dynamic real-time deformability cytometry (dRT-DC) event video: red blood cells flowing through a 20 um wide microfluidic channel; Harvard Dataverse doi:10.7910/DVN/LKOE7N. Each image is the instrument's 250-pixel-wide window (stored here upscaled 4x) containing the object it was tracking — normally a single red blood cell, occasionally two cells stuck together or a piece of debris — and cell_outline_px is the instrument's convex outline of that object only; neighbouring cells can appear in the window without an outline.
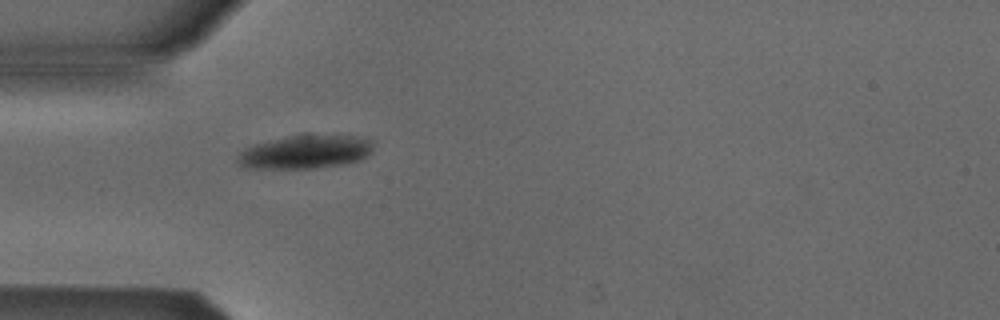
{"species": "Egyptian fruit bat (a non-hibernating species)", "species_latin": "Rousettus aegyptiacus", "temperature_condition": "cold", "stored_images_in_passage": 1, "camera_frame_rate_fps": 3000, "um_per_image_px": 0.085, "animal": {"sex": "male"}, "frame": {"image": 1, "passage_image": 1, "time_ms": 0.0, "image_size_px": [1000, 320], "cell_outline_px": [[372, 152], [360, 160], [344, 164], [316, 168], [244, 168], [236, 160], [236, 156], [244, 148], [268, 140], [288, 136], [352, 136], [372, 140]], "centroid_in_image_um": [25.92, 12.93], "position_along_channel_um": 59.1, "area_um2": 26.18}}